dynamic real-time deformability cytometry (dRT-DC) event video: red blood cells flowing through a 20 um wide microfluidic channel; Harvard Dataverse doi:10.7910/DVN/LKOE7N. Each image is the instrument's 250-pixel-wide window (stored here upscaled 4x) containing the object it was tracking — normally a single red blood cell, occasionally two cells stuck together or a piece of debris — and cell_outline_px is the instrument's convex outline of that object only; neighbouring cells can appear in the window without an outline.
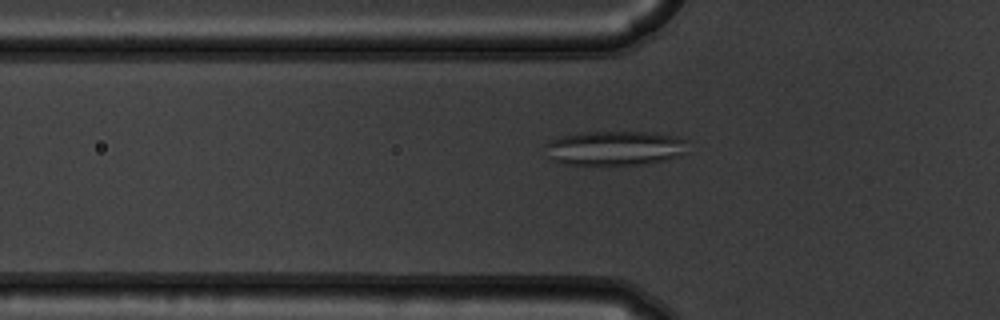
{"species": "common noctule bat (a hibernating species)", "species_latin": "Nyctalus noctula", "temperature_condition": "warm", "stored_images_in_passage": 39, "camera_frame_rate_fps": 3000, "um_per_image_px": 0.085, "animal": {"sex": "male", "body_mass_g": 19.5, "forearm_length_mm": 54.6}, "frame": {"image": 1, "passage_image": 3, "time_ms": 0.667, "image_size_px": [1000, 320], "cell_outline_px": [[688, 152], [680, 156], [668, 160], [644, 164], [564, 164], [552, 160], [548, 144], [552, 140], [560, 136], [580, 132], [656, 132], [676, 136], [688, 140]], "centroid_in_image_um": [52.41, 12.58], "position_along_channel_um": 73.4, "area_um2": 28.67}}
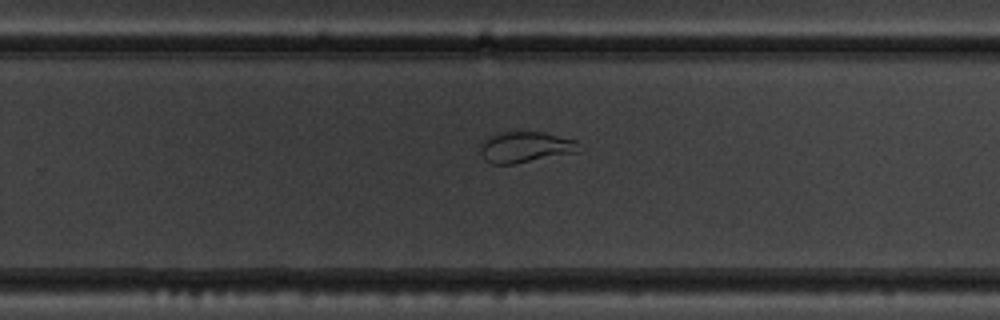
{"frame": {"image": 2, "passage_image": 20, "time_ms": 6.333, "image_size_px": [1000, 320], "cell_outline_px": [[584, 148], [580, 152], [516, 164], [492, 164], [484, 160], [480, 152], [480, 144], [488, 136], [500, 132], [544, 132], [576, 140]], "centroid_in_image_um": [44.7, 12.51], "position_along_channel_um": 285.1, "area_um2": 18.26}}
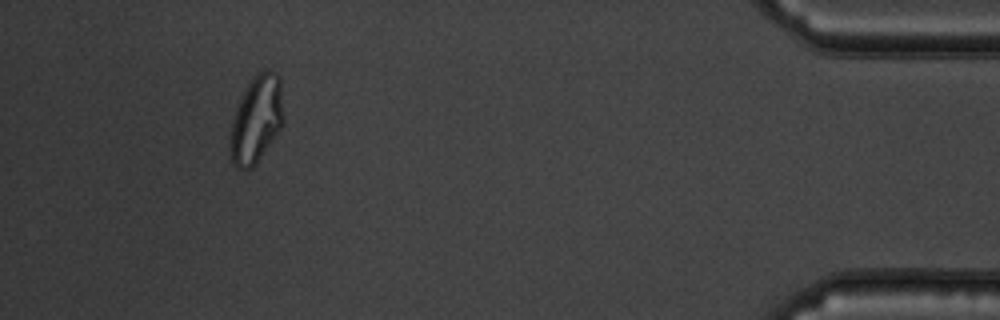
{"frame": {"image": 3, "passage_image": 35, "time_ms": 11.333, "image_size_px": [1000, 320], "cell_outline_px": [[284, 124], [252, 168], [244, 172], [236, 168], [232, 164], [232, 120], [236, 108], [252, 76], [256, 72], [264, 68], [268, 68], [276, 72], [280, 76], [284, 116]], "centroid_in_image_um": [21.84, 10.09], "position_along_channel_um": 413.4, "area_um2": 27.17}, "authors_computed_cell_mechanics": {"area_um2": 24.0448, "velocity_mm_per_s": 3.7324, "shape_relaxation_time_tau1_ms": null, "shape_relaxation_time_tau2_ms": 0.9104, "deformation_change_tau1": null, "deformation_change_tau2": 0.058}}